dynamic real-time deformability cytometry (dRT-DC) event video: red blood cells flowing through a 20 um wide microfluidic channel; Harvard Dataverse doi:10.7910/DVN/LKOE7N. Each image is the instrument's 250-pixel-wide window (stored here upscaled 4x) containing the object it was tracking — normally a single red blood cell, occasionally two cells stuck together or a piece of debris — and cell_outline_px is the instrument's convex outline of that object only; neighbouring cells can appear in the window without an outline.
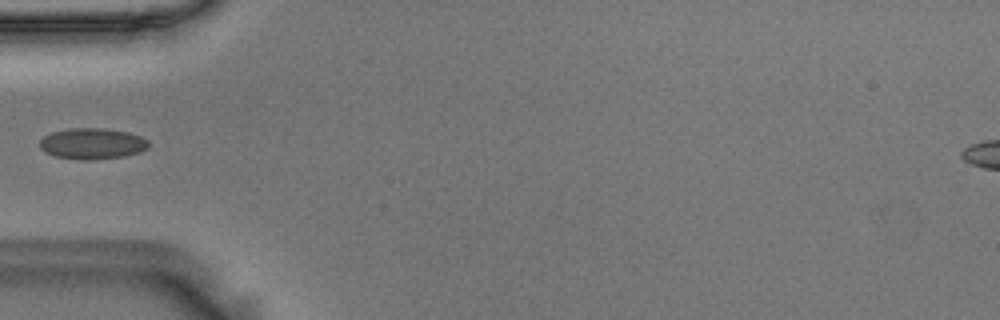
{"species": "Egyptian fruit bat (a non-hibernating species)", "species_latin": "Rousettus aegyptiacus", "temperature_condition": "room temperature", "stored_images_in_passage": 38, "camera_frame_rate_fps": 3000, "um_per_image_px": 0.085, "animal": {"sex": "male"}, "frame": {"image": 1, "passage_image": 1, "time_ms": 0.0, "image_size_px": [1000, 320], "cell_outline_px": [[148, 148], [140, 152], [124, 156], [88, 160], [56, 156], [44, 152], [40, 148], [40, 140], [44, 136], [52, 132], [68, 128], [104, 128], [128, 132], [140, 136], [148, 140]], "centroid_in_image_um": [7.84, 12.19], "position_along_channel_um": 77.2, "area_um2": 19.59}}
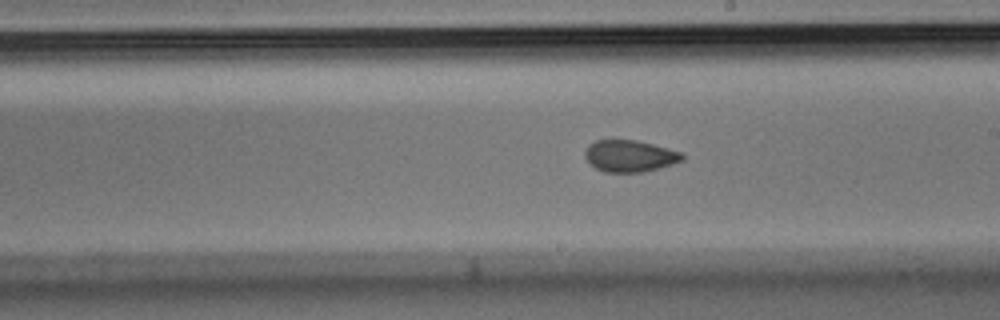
{"frame": {"image": 2, "passage_image": 14, "time_ms": 4.333, "image_size_px": [1000, 320], "cell_outline_px": [[684, 160], [672, 164], [644, 172], [604, 172], [596, 168], [584, 156], [584, 152], [588, 144], [596, 140], [612, 136], [636, 140], [668, 148], [680, 152], [684, 156]], "centroid_in_image_um": [53.48, 13.21], "position_along_channel_um": 235.5, "area_um2": 18.5}}
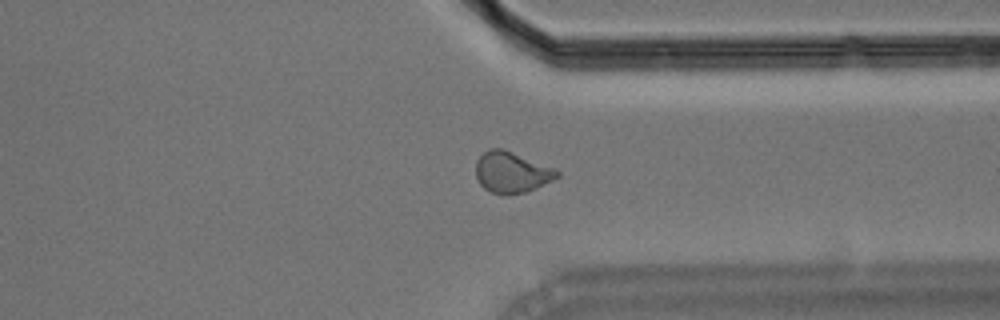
{"frame": {"image": 3, "passage_image": 25, "time_ms": 8.0, "image_size_px": [1000, 320], "cell_outline_px": [[560, 176], [552, 180], [524, 192], [492, 192], [484, 188], [480, 184], [476, 176], [476, 160], [484, 152], [492, 148], [504, 148], [556, 168], [560, 172]], "centroid_in_image_um": [43.5, 14.58], "position_along_channel_um": 367.9, "area_um2": 19.07}}